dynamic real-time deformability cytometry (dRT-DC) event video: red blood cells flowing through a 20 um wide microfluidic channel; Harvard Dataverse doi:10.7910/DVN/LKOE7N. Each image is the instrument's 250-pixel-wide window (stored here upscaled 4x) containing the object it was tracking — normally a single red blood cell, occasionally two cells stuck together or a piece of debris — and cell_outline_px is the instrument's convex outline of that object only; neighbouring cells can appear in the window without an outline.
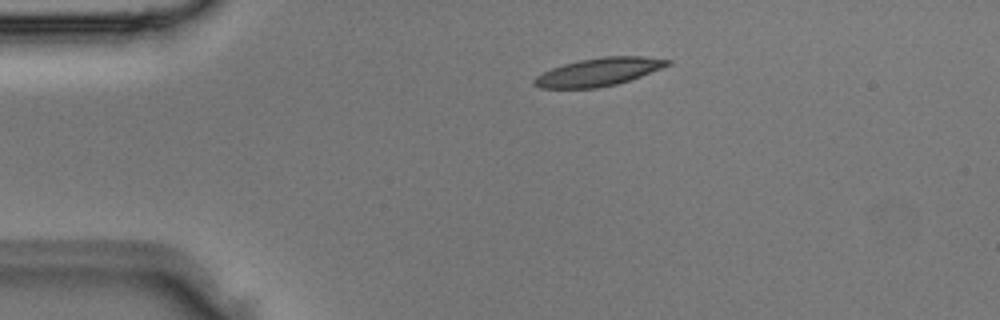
{"species": "Egyptian fruit bat (a non-hibernating species)", "species_latin": "Rousettus aegyptiacus", "temperature_condition": "room temperature", "stored_images_in_passage": 2, "camera_frame_rate_fps": 3000, "um_per_image_px": 0.085, "animal": {"sex": "male"}, "frame": {"image": 1, "passage_image": 2, "time_ms": 0.333, "image_size_px": [1000, 320], "cell_outline_px": [[672, 64], [640, 76], [616, 84], [596, 88], [540, 88], [532, 84], [532, 80], [536, 76], [552, 68], [564, 64], [580, 60], [604, 56], [644, 56], [672, 60]], "centroid_in_image_um": [50.88, 6.11], "position_along_channel_um": 34.1, "area_um2": 21.62}}